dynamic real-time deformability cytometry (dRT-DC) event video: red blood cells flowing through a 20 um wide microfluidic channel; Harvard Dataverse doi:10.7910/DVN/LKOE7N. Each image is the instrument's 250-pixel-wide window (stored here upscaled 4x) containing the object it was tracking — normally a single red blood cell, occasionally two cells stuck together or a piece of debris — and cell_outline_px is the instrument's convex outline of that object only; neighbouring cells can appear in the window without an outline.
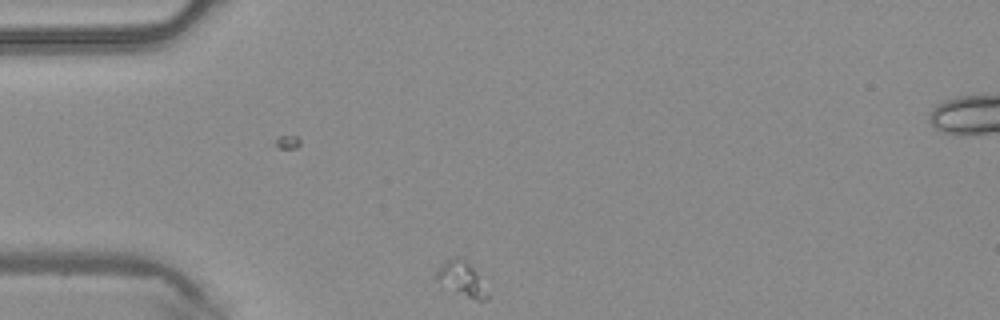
{"species": "common noctule bat (a hibernating species)", "species_latin": "Nyctalus noctula", "temperature_condition": "warm", "stored_images_in_passage": 3, "camera_frame_rate_fps": 3000, "um_per_image_px": 0.085, "animal": {"sex": "male", "body_mass_g": 20.4}, "frame": {"image": 1, "passage_image": 3, "time_ms": 0.667, "image_size_px": [1000, 320], "cell_outline_px": [[488, 300], [476, 300], [440, 288], [432, 276], [448, 260], [456, 256], [464, 260], [476, 272], [488, 296]], "centroid_in_image_um": [39.13, 23.76], "position_along_channel_um": 45.9, "area_um2": 10.29}}